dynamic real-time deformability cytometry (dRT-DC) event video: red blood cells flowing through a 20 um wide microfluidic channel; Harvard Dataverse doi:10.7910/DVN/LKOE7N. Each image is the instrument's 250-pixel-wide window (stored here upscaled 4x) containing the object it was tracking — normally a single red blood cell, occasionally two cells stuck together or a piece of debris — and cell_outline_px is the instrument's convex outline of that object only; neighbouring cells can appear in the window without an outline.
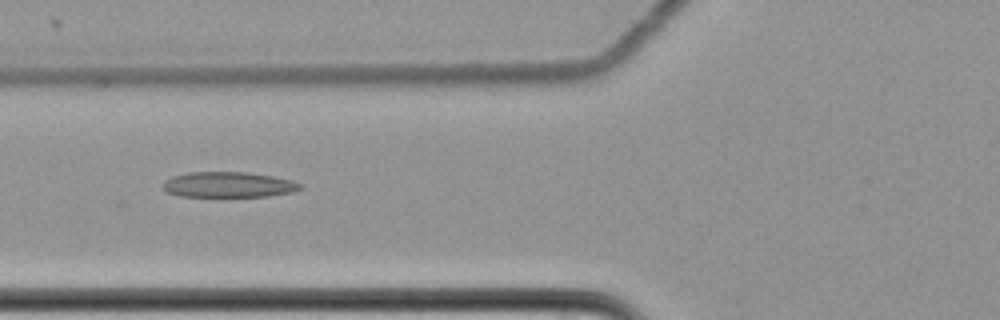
{"species": "common noctule bat (a hibernating species)", "species_latin": "Nyctalus noctula", "temperature_condition": "cold", "stored_images_in_passage": 13, "camera_frame_rate_fps": 3000, "um_per_image_px": 0.085, "animal": {"sex": "female", "body_mass_g": 22.7, "forearm_length_mm": 54.2}, "frame": {"image": 1, "passage_image": 4, "time_ms": 1.0, "image_size_px": [1000, 320], "cell_outline_px": [[304, 184], [300, 188], [292, 192], [268, 196], [180, 196], [168, 192], [164, 188], [164, 180], [172, 176], [188, 172], [248, 172], [272, 176], [292, 180]], "centroid_in_image_um": [19.43, 15.69], "position_along_channel_um": 106.4, "area_um2": 20.29}}
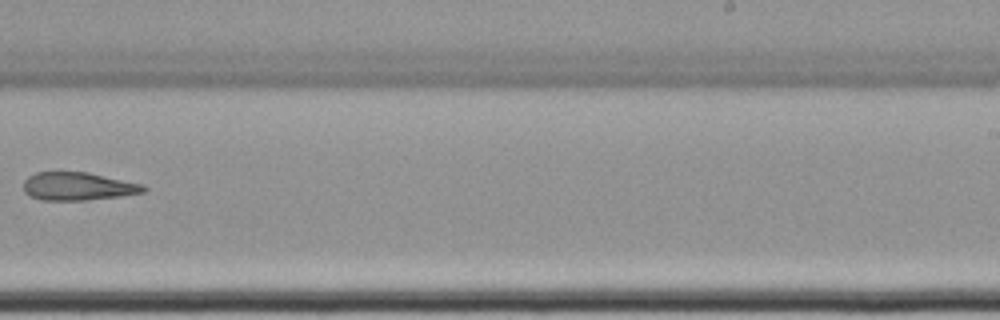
{"frame": {"image": 2, "passage_image": 8, "time_ms": 2.333, "image_size_px": [1000, 320], "cell_outline_px": [[148, 188], [144, 192], [120, 196], [88, 200], [40, 200], [28, 196], [24, 192], [24, 180], [28, 176], [36, 172], [88, 172], [144, 184]], "centroid_in_image_um": [6.62, 15.84], "position_along_channel_um": 282.4, "area_um2": 19.83}}
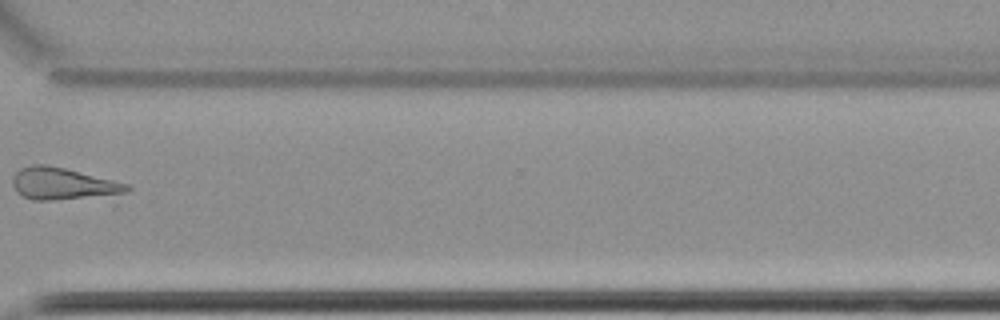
{"frame": {"image": 3, "passage_image": 10, "time_ms": 3.0, "image_size_px": [1000, 320], "cell_outline_px": [[132, 188], [116, 204], [32, 200], [16, 192], [12, 184], [12, 176], [20, 168], [32, 164], [44, 164], [64, 168], [128, 184]], "centroid_in_image_um": [5.65, 15.77], "position_along_channel_um": 365.0, "area_um2": 24.04}}